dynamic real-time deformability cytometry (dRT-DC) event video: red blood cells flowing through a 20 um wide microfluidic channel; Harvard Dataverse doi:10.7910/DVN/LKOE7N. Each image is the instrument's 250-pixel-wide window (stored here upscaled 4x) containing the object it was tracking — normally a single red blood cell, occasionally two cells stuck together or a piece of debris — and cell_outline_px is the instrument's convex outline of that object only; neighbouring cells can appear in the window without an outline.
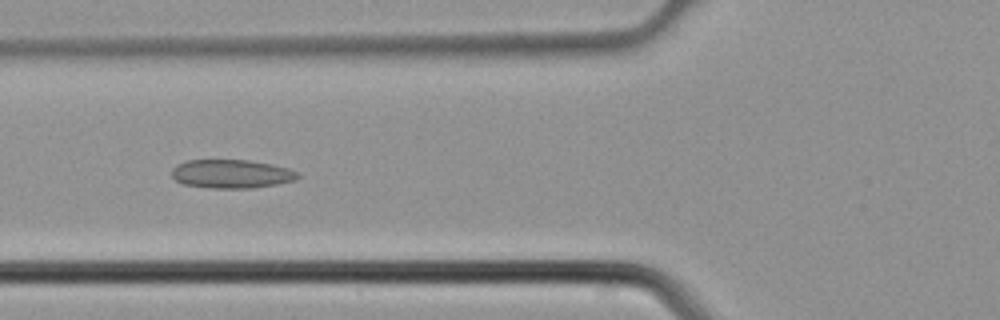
{"species": "common noctule bat (a hibernating species)", "species_latin": "Nyctalus noctula", "temperature_condition": "cold", "stored_images_in_passage": 4, "camera_frame_rate_fps": 3000, "um_per_image_px": 0.085, "animal": {"sex": "male", "body_mass_g": 21.5, "forearm_length_mm": 52.0}, "frame": {"image": 1, "passage_image": 4, "time_ms": 1.0, "image_size_px": [1000, 320], "cell_outline_px": [[300, 176], [296, 180], [276, 184], [252, 188], [212, 188], [184, 184], [176, 180], [172, 176], [172, 168], [176, 164], [188, 160], [248, 160], [272, 164], [288, 168], [296, 172]], "centroid_in_image_um": [19.67, 14.77], "position_along_channel_um": 106.1, "area_um2": 20.98}}